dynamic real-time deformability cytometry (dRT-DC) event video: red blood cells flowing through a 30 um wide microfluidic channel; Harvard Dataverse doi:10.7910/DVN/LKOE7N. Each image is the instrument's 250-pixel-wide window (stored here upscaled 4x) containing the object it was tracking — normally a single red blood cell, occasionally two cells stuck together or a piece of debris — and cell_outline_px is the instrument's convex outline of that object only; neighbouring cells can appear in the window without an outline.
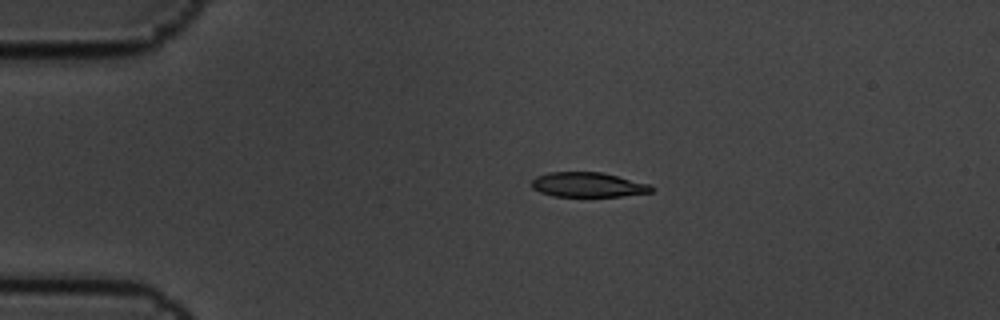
{"species": "common noctule bat (a hibernating species)", "species_latin": "Nyctalus noctula", "temperature_condition": "cold", "stored_images_in_passage": 6, "camera_frame_rate_fps": 3000, "um_per_image_px": 0.085, "animal": {"sex": "male", "body_mass_g": 19.5, "forearm_length_mm": 54.6}, "frame": {"image": 1, "passage_image": 4, "time_ms": 1.0, "image_size_px": [1000, 320], "cell_outline_px": [[656, 188], [652, 192], [620, 196], [552, 196], [540, 192], [532, 188], [532, 180], [536, 176], [548, 172], [600, 172], [652, 184]], "centroid_in_image_um": [50.0, 15.7], "position_along_channel_um": 35.0, "area_um2": 17.34}}